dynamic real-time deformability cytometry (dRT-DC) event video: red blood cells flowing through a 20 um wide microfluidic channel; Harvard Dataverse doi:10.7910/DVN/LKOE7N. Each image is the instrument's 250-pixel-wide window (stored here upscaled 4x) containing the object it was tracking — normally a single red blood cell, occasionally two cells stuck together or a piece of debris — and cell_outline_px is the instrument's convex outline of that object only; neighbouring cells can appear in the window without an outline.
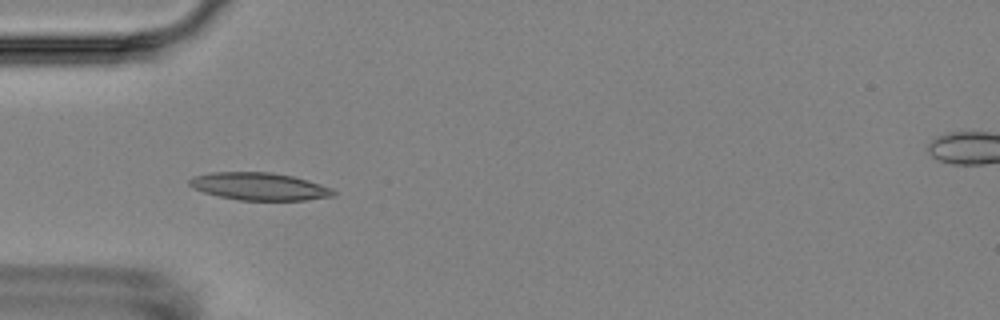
{"species": "Egyptian fruit bat (a non-hibernating species)", "species_latin": "Rousettus aegyptiacus", "temperature_condition": "room temperature", "stored_images_in_passage": 10, "camera_frame_rate_fps": 3000, "um_per_image_px": 0.085, "animal": {"sex": "female"}, "frame": {"image": 1, "passage_image": 4, "time_ms": 3.333, "image_size_px": [1000, 320], "cell_outline_px": [[336, 196], [304, 200], [240, 200], [220, 196], [204, 192], [192, 188], [188, 184], [188, 180], [192, 176], [212, 172], [272, 172], [292, 176], [308, 180], [332, 188], [336, 192]], "centroid_in_image_um": [22.04, 15.84], "position_along_channel_um": 63.0, "area_um2": 23.18}}
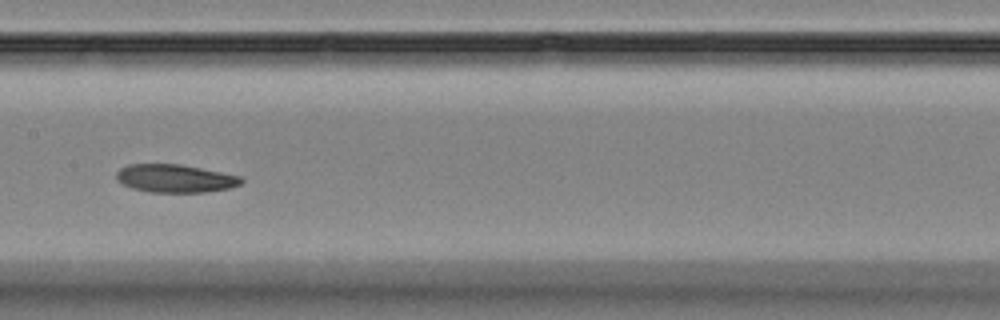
{"frame": {"image": 2, "passage_image": 7, "time_ms": 7.0, "image_size_px": [1000, 320], "cell_outline_px": [[244, 180], [240, 184], [228, 188], [204, 192], [148, 192], [132, 188], [120, 184], [116, 180], [116, 172], [120, 168], [128, 164], [180, 164], [240, 176]], "centroid_in_image_um": [14.82, 15.16], "position_along_channel_um": 192.6, "area_um2": 20.4}}
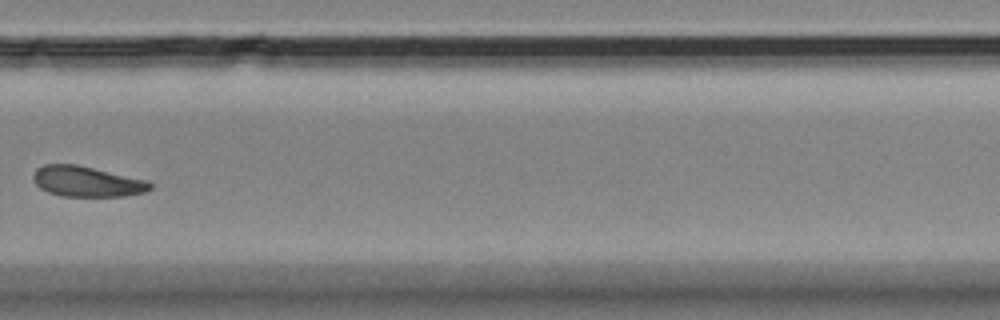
{"frame": {"image": 3, "passage_image": 10, "time_ms": 10.667, "image_size_px": [1000, 320], "cell_outline_px": [[152, 188], [144, 192], [124, 196], [60, 196], [48, 192], [40, 188], [32, 180], [32, 176], [36, 168], [44, 164], [76, 164], [148, 180], [152, 184]], "centroid_in_image_um": [7.36, 15.42], "position_along_channel_um": 322.4, "area_um2": 20.87}}